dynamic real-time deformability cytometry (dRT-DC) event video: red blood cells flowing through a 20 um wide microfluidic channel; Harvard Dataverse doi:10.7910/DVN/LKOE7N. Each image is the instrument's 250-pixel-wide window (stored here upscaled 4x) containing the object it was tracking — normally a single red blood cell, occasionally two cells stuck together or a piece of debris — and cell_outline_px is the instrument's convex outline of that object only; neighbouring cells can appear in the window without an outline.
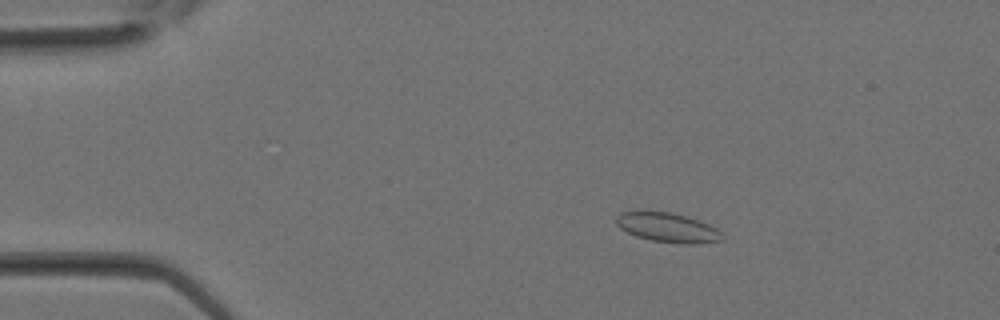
{"species": "Egyptian fruit bat (a non-hibernating species)", "species_latin": "Rousettus aegyptiacus", "temperature_condition": "room temperature", "stored_images_in_passage": 27, "camera_frame_rate_fps": 3000, "um_per_image_px": 0.085, "animal": {"sex": "female"}, "frame": {"image": 1, "passage_image": 6, "time_ms": 1.667, "image_size_px": [1000, 320], "cell_outline_px": [[724, 240], [692, 244], [680, 244], [652, 240], [636, 236], [620, 228], [616, 224], [616, 216], [620, 212], [672, 212], [688, 216], [700, 220], [716, 228], [724, 236]], "centroid_in_image_um": [56.78, 19.34], "position_along_channel_um": 28.2, "area_um2": 18.15}}
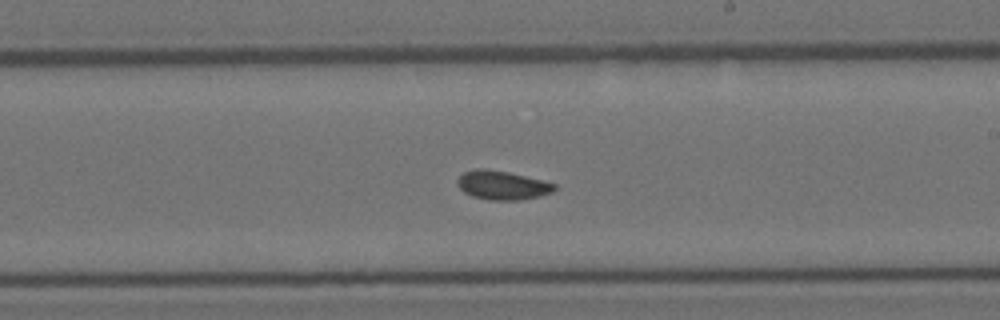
{"frame": {"image": 2, "passage_image": 20, "time_ms": 6.333, "image_size_px": [1000, 320], "cell_outline_px": [[556, 188], [552, 192], [540, 196], [520, 200], [488, 200], [472, 196], [464, 192], [456, 184], [456, 180], [464, 172], [476, 168], [484, 168], [508, 172], [556, 184]], "centroid_in_image_um": [42.66, 15.75], "position_along_channel_um": 246.3, "area_um2": 16.3}}
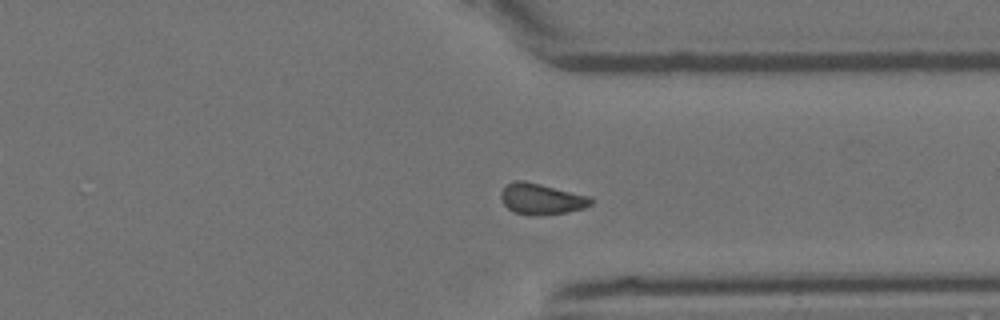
{"frame": {"image": 3, "passage_image": 26, "time_ms": 8.333, "image_size_px": [1000, 320], "cell_outline_px": [[592, 204], [584, 208], [568, 212], [532, 216], [528, 216], [512, 212], [504, 204], [500, 196], [500, 192], [512, 180], [524, 180], [592, 196]], "centroid_in_image_um": [46.02, 16.91], "position_along_channel_um": 365.4, "area_um2": 16.53}}